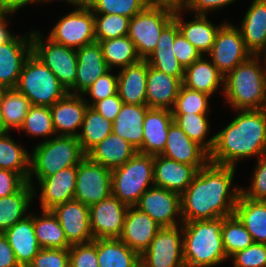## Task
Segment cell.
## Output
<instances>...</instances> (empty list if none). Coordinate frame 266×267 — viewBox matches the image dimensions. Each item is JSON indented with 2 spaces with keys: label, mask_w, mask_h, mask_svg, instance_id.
<instances>
[{
  "label": "cell",
  "mask_w": 266,
  "mask_h": 267,
  "mask_svg": "<svg viewBox=\"0 0 266 267\" xmlns=\"http://www.w3.org/2000/svg\"><path fill=\"white\" fill-rule=\"evenodd\" d=\"M236 167L208 163L180 195L183 222L234 215L241 188L233 186ZM233 188V189H232Z\"/></svg>",
  "instance_id": "cell-1"
},
{
  "label": "cell",
  "mask_w": 266,
  "mask_h": 267,
  "mask_svg": "<svg viewBox=\"0 0 266 267\" xmlns=\"http://www.w3.org/2000/svg\"><path fill=\"white\" fill-rule=\"evenodd\" d=\"M238 112L227 126L215 134L209 153L212 164L233 166L241 159L259 158L266 153V110L248 109Z\"/></svg>",
  "instance_id": "cell-2"
},
{
  "label": "cell",
  "mask_w": 266,
  "mask_h": 267,
  "mask_svg": "<svg viewBox=\"0 0 266 267\" xmlns=\"http://www.w3.org/2000/svg\"><path fill=\"white\" fill-rule=\"evenodd\" d=\"M224 217L183 222V259L186 267H214L228 261L223 247Z\"/></svg>",
  "instance_id": "cell-3"
},
{
  "label": "cell",
  "mask_w": 266,
  "mask_h": 267,
  "mask_svg": "<svg viewBox=\"0 0 266 267\" xmlns=\"http://www.w3.org/2000/svg\"><path fill=\"white\" fill-rule=\"evenodd\" d=\"M261 59V55H252L224 77L220 89L232 110L265 109L266 67L261 66Z\"/></svg>",
  "instance_id": "cell-4"
},
{
  "label": "cell",
  "mask_w": 266,
  "mask_h": 267,
  "mask_svg": "<svg viewBox=\"0 0 266 267\" xmlns=\"http://www.w3.org/2000/svg\"><path fill=\"white\" fill-rule=\"evenodd\" d=\"M30 157V174L28 183L36 182L51 176L61 169L78 166L86 157L78 138L75 136L56 135L51 139L40 142L33 148Z\"/></svg>",
  "instance_id": "cell-5"
},
{
  "label": "cell",
  "mask_w": 266,
  "mask_h": 267,
  "mask_svg": "<svg viewBox=\"0 0 266 267\" xmlns=\"http://www.w3.org/2000/svg\"><path fill=\"white\" fill-rule=\"evenodd\" d=\"M153 171L154 155L137 152L122 166L112 170V195L129 207L135 206L141 195L154 186Z\"/></svg>",
  "instance_id": "cell-6"
},
{
  "label": "cell",
  "mask_w": 266,
  "mask_h": 267,
  "mask_svg": "<svg viewBox=\"0 0 266 267\" xmlns=\"http://www.w3.org/2000/svg\"><path fill=\"white\" fill-rule=\"evenodd\" d=\"M16 89L35 106L51 107L69 92L33 53L25 60Z\"/></svg>",
  "instance_id": "cell-7"
},
{
  "label": "cell",
  "mask_w": 266,
  "mask_h": 267,
  "mask_svg": "<svg viewBox=\"0 0 266 267\" xmlns=\"http://www.w3.org/2000/svg\"><path fill=\"white\" fill-rule=\"evenodd\" d=\"M175 6L153 1L129 21L127 36L139 57L145 60L156 48L164 27L173 19Z\"/></svg>",
  "instance_id": "cell-8"
},
{
  "label": "cell",
  "mask_w": 266,
  "mask_h": 267,
  "mask_svg": "<svg viewBox=\"0 0 266 267\" xmlns=\"http://www.w3.org/2000/svg\"><path fill=\"white\" fill-rule=\"evenodd\" d=\"M32 53L55 74L67 91L75 85L77 72L75 49L55 43L48 37L45 39L40 31L34 30Z\"/></svg>",
  "instance_id": "cell-9"
},
{
  "label": "cell",
  "mask_w": 266,
  "mask_h": 267,
  "mask_svg": "<svg viewBox=\"0 0 266 267\" xmlns=\"http://www.w3.org/2000/svg\"><path fill=\"white\" fill-rule=\"evenodd\" d=\"M47 37L75 50L95 42L93 11L88 5L75 7L56 22Z\"/></svg>",
  "instance_id": "cell-10"
},
{
  "label": "cell",
  "mask_w": 266,
  "mask_h": 267,
  "mask_svg": "<svg viewBox=\"0 0 266 267\" xmlns=\"http://www.w3.org/2000/svg\"><path fill=\"white\" fill-rule=\"evenodd\" d=\"M142 267H186L183 259L182 224L162 227L140 255Z\"/></svg>",
  "instance_id": "cell-11"
},
{
  "label": "cell",
  "mask_w": 266,
  "mask_h": 267,
  "mask_svg": "<svg viewBox=\"0 0 266 267\" xmlns=\"http://www.w3.org/2000/svg\"><path fill=\"white\" fill-rule=\"evenodd\" d=\"M206 56H210L211 62L225 77L239 64L247 61L252 53L246 48L240 29L225 22L218 30L212 49Z\"/></svg>",
  "instance_id": "cell-12"
},
{
  "label": "cell",
  "mask_w": 266,
  "mask_h": 267,
  "mask_svg": "<svg viewBox=\"0 0 266 267\" xmlns=\"http://www.w3.org/2000/svg\"><path fill=\"white\" fill-rule=\"evenodd\" d=\"M111 182L112 170L86 156L77 166L74 200L89 207L99 203L112 194Z\"/></svg>",
  "instance_id": "cell-13"
},
{
  "label": "cell",
  "mask_w": 266,
  "mask_h": 267,
  "mask_svg": "<svg viewBox=\"0 0 266 267\" xmlns=\"http://www.w3.org/2000/svg\"><path fill=\"white\" fill-rule=\"evenodd\" d=\"M135 207L148 214L161 228L183 223L180 194L177 192L152 186L141 195Z\"/></svg>",
  "instance_id": "cell-14"
},
{
  "label": "cell",
  "mask_w": 266,
  "mask_h": 267,
  "mask_svg": "<svg viewBox=\"0 0 266 267\" xmlns=\"http://www.w3.org/2000/svg\"><path fill=\"white\" fill-rule=\"evenodd\" d=\"M129 206L114 195L89 207L93 239H119Z\"/></svg>",
  "instance_id": "cell-15"
},
{
  "label": "cell",
  "mask_w": 266,
  "mask_h": 267,
  "mask_svg": "<svg viewBox=\"0 0 266 267\" xmlns=\"http://www.w3.org/2000/svg\"><path fill=\"white\" fill-rule=\"evenodd\" d=\"M51 211L57 217L70 245L89 243L93 240L89 206L71 200L56 205Z\"/></svg>",
  "instance_id": "cell-16"
},
{
  "label": "cell",
  "mask_w": 266,
  "mask_h": 267,
  "mask_svg": "<svg viewBox=\"0 0 266 267\" xmlns=\"http://www.w3.org/2000/svg\"><path fill=\"white\" fill-rule=\"evenodd\" d=\"M26 35H15L0 44V83L8 88H16L23 64L32 53V31Z\"/></svg>",
  "instance_id": "cell-17"
},
{
  "label": "cell",
  "mask_w": 266,
  "mask_h": 267,
  "mask_svg": "<svg viewBox=\"0 0 266 267\" xmlns=\"http://www.w3.org/2000/svg\"><path fill=\"white\" fill-rule=\"evenodd\" d=\"M160 155L195 166L198 170L210 162L209 153L191 140L175 122L169 126L165 149Z\"/></svg>",
  "instance_id": "cell-18"
},
{
  "label": "cell",
  "mask_w": 266,
  "mask_h": 267,
  "mask_svg": "<svg viewBox=\"0 0 266 267\" xmlns=\"http://www.w3.org/2000/svg\"><path fill=\"white\" fill-rule=\"evenodd\" d=\"M89 105L84 97L68 93L50 107L56 135L77 137Z\"/></svg>",
  "instance_id": "cell-19"
},
{
  "label": "cell",
  "mask_w": 266,
  "mask_h": 267,
  "mask_svg": "<svg viewBox=\"0 0 266 267\" xmlns=\"http://www.w3.org/2000/svg\"><path fill=\"white\" fill-rule=\"evenodd\" d=\"M77 72L75 85L68 91L70 94L81 95L101 75L110 68L104 60L102 47L99 42L87 44L76 50Z\"/></svg>",
  "instance_id": "cell-20"
},
{
  "label": "cell",
  "mask_w": 266,
  "mask_h": 267,
  "mask_svg": "<svg viewBox=\"0 0 266 267\" xmlns=\"http://www.w3.org/2000/svg\"><path fill=\"white\" fill-rule=\"evenodd\" d=\"M77 166L61 169L39 181L41 210H51L56 205L74 200Z\"/></svg>",
  "instance_id": "cell-21"
},
{
  "label": "cell",
  "mask_w": 266,
  "mask_h": 267,
  "mask_svg": "<svg viewBox=\"0 0 266 267\" xmlns=\"http://www.w3.org/2000/svg\"><path fill=\"white\" fill-rule=\"evenodd\" d=\"M161 227L148 215L136 208L129 207L120 240L130 249L141 255L150 245Z\"/></svg>",
  "instance_id": "cell-22"
},
{
  "label": "cell",
  "mask_w": 266,
  "mask_h": 267,
  "mask_svg": "<svg viewBox=\"0 0 266 267\" xmlns=\"http://www.w3.org/2000/svg\"><path fill=\"white\" fill-rule=\"evenodd\" d=\"M154 186L179 193L188 188L198 169L162 155H154Z\"/></svg>",
  "instance_id": "cell-23"
},
{
  "label": "cell",
  "mask_w": 266,
  "mask_h": 267,
  "mask_svg": "<svg viewBox=\"0 0 266 267\" xmlns=\"http://www.w3.org/2000/svg\"><path fill=\"white\" fill-rule=\"evenodd\" d=\"M182 7H175L173 19L176 21L182 35L200 52L206 56L212 49L216 34L220 27L225 23L214 25L208 20V15L195 14L193 20L185 22Z\"/></svg>",
  "instance_id": "cell-24"
},
{
  "label": "cell",
  "mask_w": 266,
  "mask_h": 267,
  "mask_svg": "<svg viewBox=\"0 0 266 267\" xmlns=\"http://www.w3.org/2000/svg\"><path fill=\"white\" fill-rule=\"evenodd\" d=\"M173 122L170 109L148 108L143 122V145L139 153L159 155L165 149L169 126Z\"/></svg>",
  "instance_id": "cell-25"
},
{
  "label": "cell",
  "mask_w": 266,
  "mask_h": 267,
  "mask_svg": "<svg viewBox=\"0 0 266 267\" xmlns=\"http://www.w3.org/2000/svg\"><path fill=\"white\" fill-rule=\"evenodd\" d=\"M179 32L176 21L172 19L162 30L155 50L145 60L151 67L183 82L185 69L172 50L175 37Z\"/></svg>",
  "instance_id": "cell-26"
},
{
  "label": "cell",
  "mask_w": 266,
  "mask_h": 267,
  "mask_svg": "<svg viewBox=\"0 0 266 267\" xmlns=\"http://www.w3.org/2000/svg\"><path fill=\"white\" fill-rule=\"evenodd\" d=\"M20 267H28L41 246L38 243L34 230V213L15 223L3 233Z\"/></svg>",
  "instance_id": "cell-27"
},
{
  "label": "cell",
  "mask_w": 266,
  "mask_h": 267,
  "mask_svg": "<svg viewBox=\"0 0 266 267\" xmlns=\"http://www.w3.org/2000/svg\"><path fill=\"white\" fill-rule=\"evenodd\" d=\"M178 78L148 65L146 101L149 108L172 109L182 86Z\"/></svg>",
  "instance_id": "cell-28"
},
{
  "label": "cell",
  "mask_w": 266,
  "mask_h": 267,
  "mask_svg": "<svg viewBox=\"0 0 266 267\" xmlns=\"http://www.w3.org/2000/svg\"><path fill=\"white\" fill-rule=\"evenodd\" d=\"M239 27L246 48L252 55L266 50V0H253Z\"/></svg>",
  "instance_id": "cell-29"
},
{
  "label": "cell",
  "mask_w": 266,
  "mask_h": 267,
  "mask_svg": "<svg viewBox=\"0 0 266 267\" xmlns=\"http://www.w3.org/2000/svg\"><path fill=\"white\" fill-rule=\"evenodd\" d=\"M147 73L148 63L143 59L119 70L117 93L124 104L147 105Z\"/></svg>",
  "instance_id": "cell-30"
},
{
  "label": "cell",
  "mask_w": 266,
  "mask_h": 267,
  "mask_svg": "<svg viewBox=\"0 0 266 267\" xmlns=\"http://www.w3.org/2000/svg\"><path fill=\"white\" fill-rule=\"evenodd\" d=\"M137 152L138 150L128 141L112 132L93 147L86 156L91 161L113 170L122 166Z\"/></svg>",
  "instance_id": "cell-31"
},
{
  "label": "cell",
  "mask_w": 266,
  "mask_h": 267,
  "mask_svg": "<svg viewBox=\"0 0 266 267\" xmlns=\"http://www.w3.org/2000/svg\"><path fill=\"white\" fill-rule=\"evenodd\" d=\"M147 105L123 104L112 122V132L139 150L143 145V122Z\"/></svg>",
  "instance_id": "cell-32"
},
{
  "label": "cell",
  "mask_w": 266,
  "mask_h": 267,
  "mask_svg": "<svg viewBox=\"0 0 266 267\" xmlns=\"http://www.w3.org/2000/svg\"><path fill=\"white\" fill-rule=\"evenodd\" d=\"M183 86L212 96L224 85V76L210 59L202 55L184 70ZM222 84V85H221Z\"/></svg>",
  "instance_id": "cell-33"
},
{
  "label": "cell",
  "mask_w": 266,
  "mask_h": 267,
  "mask_svg": "<svg viewBox=\"0 0 266 267\" xmlns=\"http://www.w3.org/2000/svg\"><path fill=\"white\" fill-rule=\"evenodd\" d=\"M34 188L26 182L16 193L0 198V233L28 216V209L37 196Z\"/></svg>",
  "instance_id": "cell-34"
},
{
  "label": "cell",
  "mask_w": 266,
  "mask_h": 267,
  "mask_svg": "<svg viewBox=\"0 0 266 267\" xmlns=\"http://www.w3.org/2000/svg\"><path fill=\"white\" fill-rule=\"evenodd\" d=\"M234 215L251 234L253 242L266 244V201H254L240 193Z\"/></svg>",
  "instance_id": "cell-35"
},
{
  "label": "cell",
  "mask_w": 266,
  "mask_h": 267,
  "mask_svg": "<svg viewBox=\"0 0 266 267\" xmlns=\"http://www.w3.org/2000/svg\"><path fill=\"white\" fill-rule=\"evenodd\" d=\"M99 267H139L140 255L120 239H96Z\"/></svg>",
  "instance_id": "cell-36"
},
{
  "label": "cell",
  "mask_w": 266,
  "mask_h": 267,
  "mask_svg": "<svg viewBox=\"0 0 266 267\" xmlns=\"http://www.w3.org/2000/svg\"><path fill=\"white\" fill-rule=\"evenodd\" d=\"M41 214H34L35 235L41 248L69 249L71 245L57 217L51 210H42Z\"/></svg>",
  "instance_id": "cell-37"
},
{
  "label": "cell",
  "mask_w": 266,
  "mask_h": 267,
  "mask_svg": "<svg viewBox=\"0 0 266 267\" xmlns=\"http://www.w3.org/2000/svg\"><path fill=\"white\" fill-rule=\"evenodd\" d=\"M30 157L31 153L16 143L9 132L0 135V169L16 172L28 182Z\"/></svg>",
  "instance_id": "cell-38"
},
{
  "label": "cell",
  "mask_w": 266,
  "mask_h": 267,
  "mask_svg": "<svg viewBox=\"0 0 266 267\" xmlns=\"http://www.w3.org/2000/svg\"><path fill=\"white\" fill-rule=\"evenodd\" d=\"M112 122L105 119L91 106L87 107L82 127L77 136L81 148L87 154L93 147L112 133Z\"/></svg>",
  "instance_id": "cell-39"
},
{
  "label": "cell",
  "mask_w": 266,
  "mask_h": 267,
  "mask_svg": "<svg viewBox=\"0 0 266 267\" xmlns=\"http://www.w3.org/2000/svg\"><path fill=\"white\" fill-rule=\"evenodd\" d=\"M104 60L110 69L123 68L141 60L133 41L128 36L100 41Z\"/></svg>",
  "instance_id": "cell-40"
},
{
  "label": "cell",
  "mask_w": 266,
  "mask_h": 267,
  "mask_svg": "<svg viewBox=\"0 0 266 267\" xmlns=\"http://www.w3.org/2000/svg\"><path fill=\"white\" fill-rule=\"evenodd\" d=\"M31 106L30 100L16 88L7 91L0 104L2 122L7 132L13 129L19 131Z\"/></svg>",
  "instance_id": "cell-41"
},
{
  "label": "cell",
  "mask_w": 266,
  "mask_h": 267,
  "mask_svg": "<svg viewBox=\"0 0 266 267\" xmlns=\"http://www.w3.org/2000/svg\"><path fill=\"white\" fill-rule=\"evenodd\" d=\"M173 122H175L185 134L193 141L202 146L208 153L213 149L215 135L206 139L209 131L208 114H172Z\"/></svg>",
  "instance_id": "cell-42"
},
{
  "label": "cell",
  "mask_w": 266,
  "mask_h": 267,
  "mask_svg": "<svg viewBox=\"0 0 266 267\" xmlns=\"http://www.w3.org/2000/svg\"><path fill=\"white\" fill-rule=\"evenodd\" d=\"M222 240L228 259L253 243L251 234L235 215L224 217Z\"/></svg>",
  "instance_id": "cell-43"
},
{
  "label": "cell",
  "mask_w": 266,
  "mask_h": 267,
  "mask_svg": "<svg viewBox=\"0 0 266 267\" xmlns=\"http://www.w3.org/2000/svg\"><path fill=\"white\" fill-rule=\"evenodd\" d=\"M20 130L24 131L28 136L44 137L43 139L45 141L56 136L50 107L32 105L27 112Z\"/></svg>",
  "instance_id": "cell-44"
},
{
  "label": "cell",
  "mask_w": 266,
  "mask_h": 267,
  "mask_svg": "<svg viewBox=\"0 0 266 267\" xmlns=\"http://www.w3.org/2000/svg\"><path fill=\"white\" fill-rule=\"evenodd\" d=\"M153 0H88L93 14H113L132 18Z\"/></svg>",
  "instance_id": "cell-45"
},
{
  "label": "cell",
  "mask_w": 266,
  "mask_h": 267,
  "mask_svg": "<svg viewBox=\"0 0 266 267\" xmlns=\"http://www.w3.org/2000/svg\"><path fill=\"white\" fill-rule=\"evenodd\" d=\"M209 99H211L209 94L182 85L171 109L172 114H209L211 112Z\"/></svg>",
  "instance_id": "cell-46"
},
{
  "label": "cell",
  "mask_w": 266,
  "mask_h": 267,
  "mask_svg": "<svg viewBox=\"0 0 266 267\" xmlns=\"http://www.w3.org/2000/svg\"><path fill=\"white\" fill-rule=\"evenodd\" d=\"M130 18L113 14H94L97 42L127 36Z\"/></svg>",
  "instance_id": "cell-47"
},
{
  "label": "cell",
  "mask_w": 266,
  "mask_h": 267,
  "mask_svg": "<svg viewBox=\"0 0 266 267\" xmlns=\"http://www.w3.org/2000/svg\"><path fill=\"white\" fill-rule=\"evenodd\" d=\"M112 69L107 73L101 75L90 87H88L81 95L89 106H93L96 102L101 101L107 97L117 94L118 89V75L112 74ZM89 95L91 100L86 99ZM89 100V101H88Z\"/></svg>",
  "instance_id": "cell-48"
},
{
  "label": "cell",
  "mask_w": 266,
  "mask_h": 267,
  "mask_svg": "<svg viewBox=\"0 0 266 267\" xmlns=\"http://www.w3.org/2000/svg\"><path fill=\"white\" fill-rule=\"evenodd\" d=\"M230 258L234 267H266V244L253 242Z\"/></svg>",
  "instance_id": "cell-49"
},
{
  "label": "cell",
  "mask_w": 266,
  "mask_h": 267,
  "mask_svg": "<svg viewBox=\"0 0 266 267\" xmlns=\"http://www.w3.org/2000/svg\"><path fill=\"white\" fill-rule=\"evenodd\" d=\"M256 159L251 186L241 187V194L254 201H266V153Z\"/></svg>",
  "instance_id": "cell-50"
},
{
  "label": "cell",
  "mask_w": 266,
  "mask_h": 267,
  "mask_svg": "<svg viewBox=\"0 0 266 267\" xmlns=\"http://www.w3.org/2000/svg\"><path fill=\"white\" fill-rule=\"evenodd\" d=\"M69 267H99L96 239L89 243L71 245Z\"/></svg>",
  "instance_id": "cell-51"
},
{
  "label": "cell",
  "mask_w": 266,
  "mask_h": 267,
  "mask_svg": "<svg viewBox=\"0 0 266 267\" xmlns=\"http://www.w3.org/2000/svg\"><path fill=\"white\" fill-rule=\"evenodd\" d=\"M28 267H69V249L41 248Z\"/></svg>",
  "instance_id": "cell-52"
},
{
  "label": "cell",
  "mask_w": 266,
  "mask_h": 267,
  "mask_svg": "<svg viewBox=\"0 0 266 267\" xmlns=\"http://www.w3.org/2000/svg\"><path fill=\"white\" fill-rule=\"evenodd\" d=\"M172 50L184 69L202 56L181 32L176 35Z\"/></svg>",
  "instance_id": "cell-53"
},
{
  "label": "cell",
  "mask_w": 266,
  "mask_h": 267,
  "mask_svg": "<svg viewBox=\"0 0 266 267\" xmlns=\"http://www.w3.org/2000/svg\"><path fill=\"white\" fill-rule=\"evenodd\" d=\"M237 0H188L182 8L198 15H207L208 12L225 8Z\"/></svg>",
  "instance_id": "cell-54"
},
{
  "label": "cell",
  "mask_w": 266,
  "mask_h": 267,
  "mask_svg": "<svg viewBox=\"0 0 266 267\" xmlns=\"http://www.w3.org/2000/svg\"><path fill=\"white\" fill-rule=\"evenodd\" d=\"M25 183L18 173L0 169V198L16 193Z\"/></svg>",
  "instance_id": "cell-55"
},
{
  "label": "cell",
  "mask_w": 266,
  "mask_h": 267,
  "mask_svg": "<svg viewBox=\"0 0 266 267\" xmlns=\"http://www.w3.org/2000/svg\"><path fill=\"white\" fill-rule=\"evenodd\" d=\"M122 99L119 97L118 93L111 97H107L101 101L96 102L92 108L100 113L105 119L113 122L123 105Z\"/></svg>",
  "instance_id": "cell-56"
},
{
  "label": "cell",
  "mask_w": 266,
  "mask_h": 267,
  "mask_svg": "<svg viewBox=\"0 0 266 267\" xmlns=\"http://www.w3.org/2000/svg\"><path fill=\"white\" fill-rule=\"evenodd\" d=\"M0 267H20L6 236L0 233Z\"/></svg>",
  "instance_id": "cell-57"
},
{
  "label": "cell",
  "mask_w": 266,
  "mask_h": 267,
  "mask_svg": "<svg viewBox=\"0 0 266 267\" xmlns=\"http://www.w3.org/2000/svg\"><path fill=\"white\" fill-rule=\"evenodd\" d=\"M10 15L13 16L14 13L0 12V44L10 41L15 36L8 29L7 18H9Z\"/></svg>",
  "instance_id": "cell-58"
},
{
  "label": "cell",
  "mask_w": 266,
  "mask_h": 267,
  "mask_svg": "<svg viewBox=\"0 0 266 267\" xmlns=\"http://www.w3.org/2000/svg\"><path fill=\"white\" fill-rule=\"evenodd\" d=\"M30 4V0H0V12L16 13L25 5Z\"/></svg>",
  "instance_id": "cell-59"
},
{
  "label": "cell",
  "mask_w": 266,
  "mask_h": 267,
  "mask_svg": "<svg viewBox=\"0 0 266 267\" xmlns=\"http://www.w3.org/2000/svg\"><path fill=\"white\" fill-rule=\"evenodd\" d=\"M48 1H50V0H30V3H41L42 2V4L45 2H48ZM51 1H53V0H51ZM61 1V0H60ZM66 2V3H68V4H70L71 3V5L73 6H76V7H80V6H84V5H87L88 4V0H63V2Z\"/></svg>",
  "instance_id": "cell-60"
},
{
  "label": "cell",
  "mask_w": 266,
  "mask_h": 267,
  "mask_svg": "<svg viewBox=\"0 0 266 267\" xmlns=\"http://www.w3.org/2000/svg\"><path fill=\"white\" fill-rule=\"evenodd\" d=\"M9 89L10 88H8L6 85L0 83V104L2 103L4 95L7 93Z\"/></svg>",
  "instance_id": "cell-61"
},
{
  "label": "cell",
  "mask_w": 266,
  "mask_h": 267,
  "mask_svg": "<svg viewBox=\"0 0 266 267\" xmlns=\"http://www.w3.org/2000/svg\"><path fill=\"white\" fill-rule=\"evenodd\" d=\"M188 0H170V5L175 7H182Z\"/></svg>",
  "instance_id": "cell-62"
},
{
  "label": "cell",
  "mask_w": 266,
  "mask_h": 267,
  "mask_svg": "<svg viewBox=\"0 0 266 267\" xmlns=\"http://www.w3.org/2000/svg\"><path fill=\"white\" fill-rule=\"evenodd\" d=\"M5 133H7V131H6L5 127H4V125H3L1 114H0V135H3Z\"/></svg>",
  "instance_id": "cell-63"
},
{
  "label": "cell",
  "mask_w": 266,
  "mask_h": 267,
  "mask_svg": "<svg viewBox=\"0 0 266 267\" xmlns=\"http://www.w3.org/2000/svg\"><path fill=\"white\" fill-rule=\"evenodd\" d=\"M153 1H159L170 5V0H153Z\"/></svg>",
  "instance_id": "cell-64"
},
{
  "label": "cell",
  "mask_w": 266,
  "mask_h": 267,
  "mask_svg": "<svg viewBox=\"0 0 266 267\" xmlns=\"http://www.w3.org/2000/svg\"><path fill=\"white\" fill-rule=\"evenodd\" d=\"M263 53H264V58H265V59H263V61L265 60V63H266V50H265ZM263 66H265V67H266V64H265V65H263Z\"/></svg>",
  "instance_id": "cell-65"
}]
</instances>
